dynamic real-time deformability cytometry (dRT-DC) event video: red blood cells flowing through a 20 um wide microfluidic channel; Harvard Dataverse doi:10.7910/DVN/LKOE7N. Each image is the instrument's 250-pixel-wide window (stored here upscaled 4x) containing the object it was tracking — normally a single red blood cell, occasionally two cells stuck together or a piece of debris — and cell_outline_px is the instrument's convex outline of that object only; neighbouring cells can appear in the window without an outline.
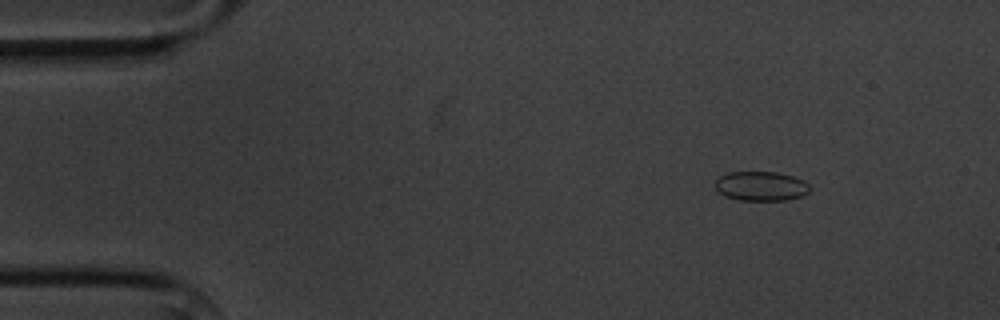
{"species": "common noctule bat (a hibernating species)", "species_latin": "Nyctalus noctula", "temperature_condition": "cold", "stored_images_in_passage": 4, "camera_frame_rate_fps": 3000, "um_per_image_px": 0.085, "animal": {"sex": "male", "body_mass_g": 20.1, "forearm_length_mm": 53.5}, "frame": {"image": 1, "passage_image": 1, "time_ms": 0.0, "image_size_px": [1000, 320], "cell_outline_px": [[812, 188], [808, 192], [800, 196], [784, 200], [740, 200], [724, 196], [716, 188], [716, 180], [720, 176], [728, 172], [776, 172], [792, 176], [804, 180]], "centroid_in_image_um": [64.69, 15.81], "position_along_channel_um": 20.3, "area_um2": 16.13}}
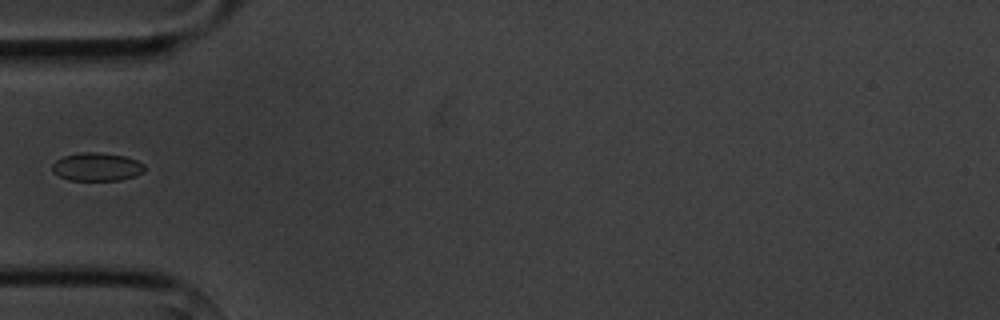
{"frame": {"image": 2, "passage_image": 4, "time_ms": 3.667, "image_size_px": [1000, 320], "cell_outline_px": [[144, 172], [136, 176], [120, 180], [68, 180], [52, 172], [52, 164], [56, 160], [64, 156], [80, 152], [100, 152], [124, 156], [136, 160], [144, 164]], "centroid_in_image_um": [8.23, 14.18], "position_along_channel_um": 76.8, "area_um2": 15.26}}